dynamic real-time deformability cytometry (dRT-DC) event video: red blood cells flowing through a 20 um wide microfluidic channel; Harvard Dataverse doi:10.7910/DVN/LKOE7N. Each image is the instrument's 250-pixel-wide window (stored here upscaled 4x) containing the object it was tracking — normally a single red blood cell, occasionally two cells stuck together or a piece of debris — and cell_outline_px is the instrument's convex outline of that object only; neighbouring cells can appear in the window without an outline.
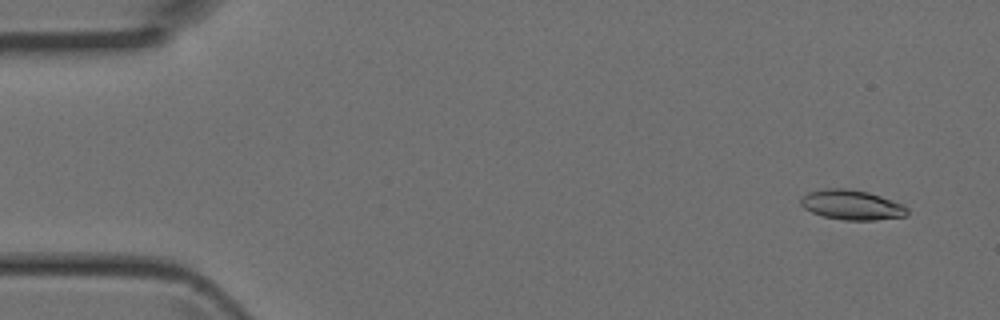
{"species": "Egyptian fruit bat (a non-hibernating species)", "species_latin": "Rousettus aegyptiacus", "temperature_condition": "room temperature", "stored_images_in_passage": 45, "camera_frame_rate_fps": 3000, "um_per_image_px": 0.085, "animal": {"sex": "female"}, "frame": {"image": 1, "passage_image": 3, "time_ms": 0.667, "image_size_px": [1000, 320], "cell_outline_px": [[908, 216], [876, 220], [844, 220], [824, 216], [812, 212], [804, 208], [800, 204], [800, 196], [808, 192], [824, 188], [848, 188], [868, 192], [904, 204], [908, 208]], "centroid_in_image_um": [72.4, 17.41], "position_along_channel_um": 12.6, "area_um2": 18.73}}
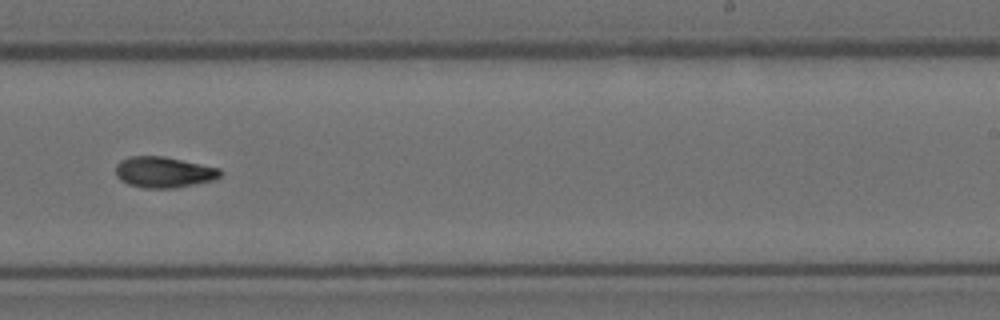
{"frame": {"image": 2, "passage_image": 28, "time_ms": 9.0, "image_size_px": [1000, 320], "cell_outline_px": [[220, 176], [212, 180], [176, 188], [144, 188], [128, 184], [120, 180], [116, 176], [116, 164], [120, 160], [128, 156], [164, 156], [220, 168]], "centroid_in_image_um": [13.87, 14.63], "position_along_channel_um": 275.1, "area_um2": 18.84}}
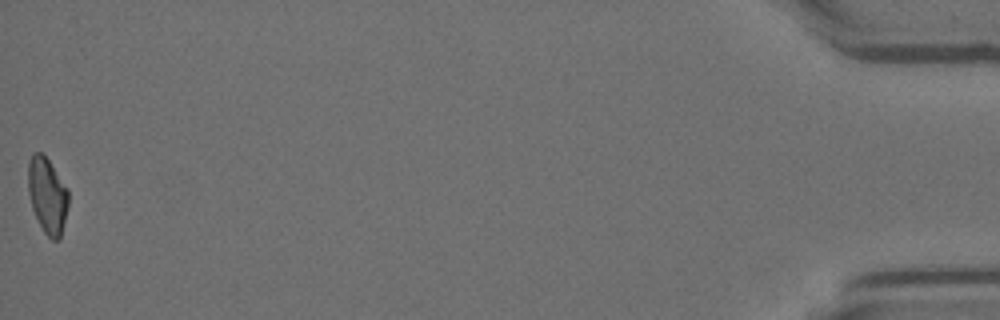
{"frame": {"image": 3, "passage_image": 45, "time_ms": 14.667, "image_size_px": [1000, 320], "cell_outline_px": [[68, 208], [60, 240], [52, 240], [44, 232], [32, 208], [28, 192], [28, 160], [32, 152], [40, 152], [48, 160], [68, 188]], "centroid_in_image_um": [4.03, 16.61], "position_along_channel_um": 431.2, "area_um2": 17.86}}